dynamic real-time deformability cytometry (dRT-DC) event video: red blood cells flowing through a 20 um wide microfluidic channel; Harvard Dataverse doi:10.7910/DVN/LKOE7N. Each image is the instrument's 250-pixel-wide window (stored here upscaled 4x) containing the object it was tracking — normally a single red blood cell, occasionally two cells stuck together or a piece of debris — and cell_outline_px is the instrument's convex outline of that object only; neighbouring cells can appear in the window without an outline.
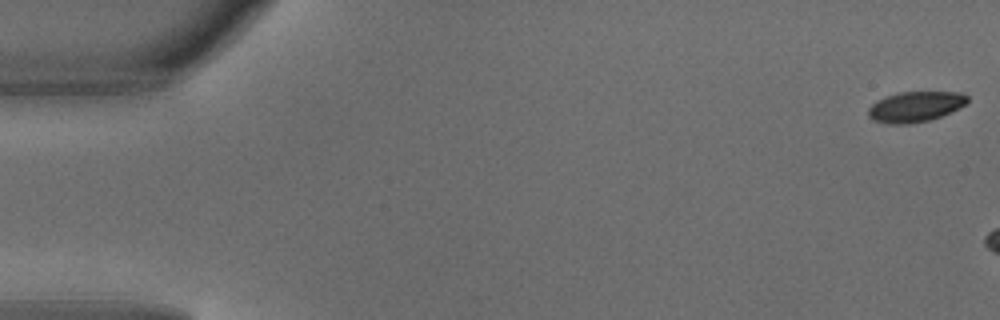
{"species": "common noctule bat (a hibernating species)", "species_latin": "Nyctalus noctula", "temperature_condition": "warm", "stored_images_in_passage": 6, "camera_frame_rate_fps": 3000, "um_per_image_px": 0.085, "animal": {"sex": "male", "body_mass_g": 18.8}, "frame": {"image": 1, "passage_image": 1, "time_ms": 0.0, "image_size_px": [1000, 320], "cell_outline_px": [[968, 100], [960, 108], [940, 116], [928, 120], [908, 124], [888, 124], [872, 120], [868, 116], [868, 108], [876, 100], [900, 92], [960, 92], [968, 96]], "centroid_in_image_um": [77.78, 9.07], "position_along_channel_um": 7.2, "area_um2": 17.51}}
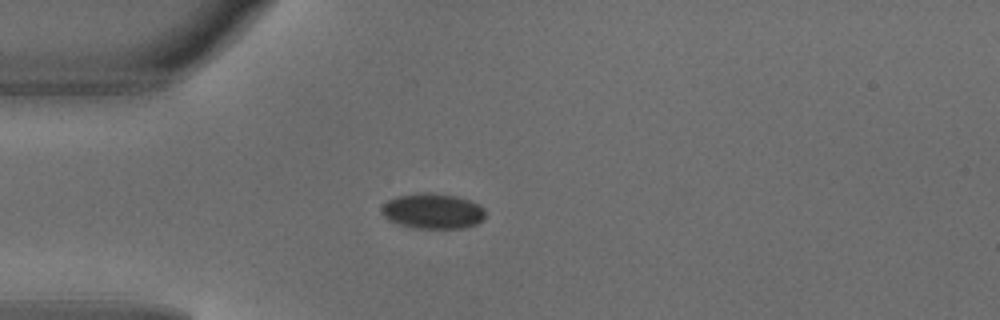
{"frame": {"image": 2, "passage_image": 5, "time_ms": 1.333, "image_size_px": [1000, 320], "cell_outline_px": [[484, 220], [476, 224], [464, 228], [416, 228], [400, 224], [388, 220], [380, 212], [380, 208], [388, 200], [396, 196], [456, 196], [480, 204], [484, 208]], "centroid_in_image_um": [36.81, 18.0], "position_along_channel_um": 48.2, "area_um2": 20.52}}